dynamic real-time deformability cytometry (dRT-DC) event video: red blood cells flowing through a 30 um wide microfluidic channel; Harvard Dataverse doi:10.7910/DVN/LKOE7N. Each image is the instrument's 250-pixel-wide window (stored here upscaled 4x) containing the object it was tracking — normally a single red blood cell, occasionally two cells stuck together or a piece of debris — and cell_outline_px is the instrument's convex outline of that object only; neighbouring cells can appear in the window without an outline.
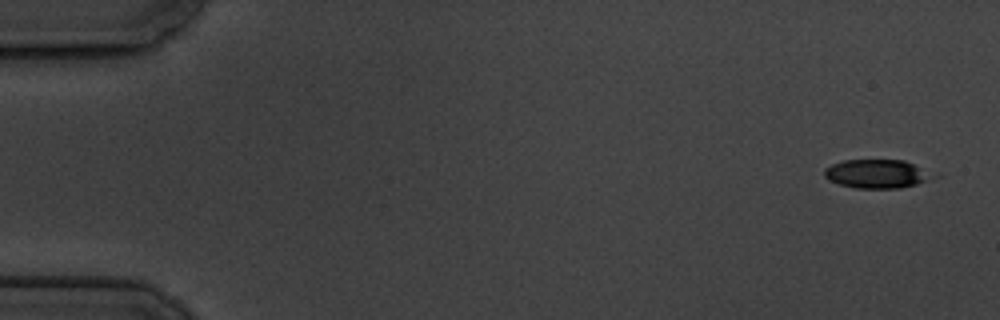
{"species": "common noctule bat (a hibernating species)", "species_latin": "Nyctalus noctula", "temperature_condition": "cold", "stored_images_in_passage": 5, "camera_frame_rate_fps": 3000, "um_per_image_px": 0.085, "animal": {"sex": "male", "body_mass_g": 19.5, "forearm_length_mm": 54.6}, "frame": {"image": 1, "passage_image": 1, "time_ms": 0.0, "image_size_px": [1000, 320], "cell_outline_px": [[928, 180], [916, 184], [900, 188], [856, 188], [840, 184], [828, 180], [824, 176], [824, 168], [832, 164], [844, 160], [904, 160], [912, 164]], "centroid_in_image_um": [74.3, 14.78], "position_along_channel_um": 10.7, "area_um2": 17.22}}
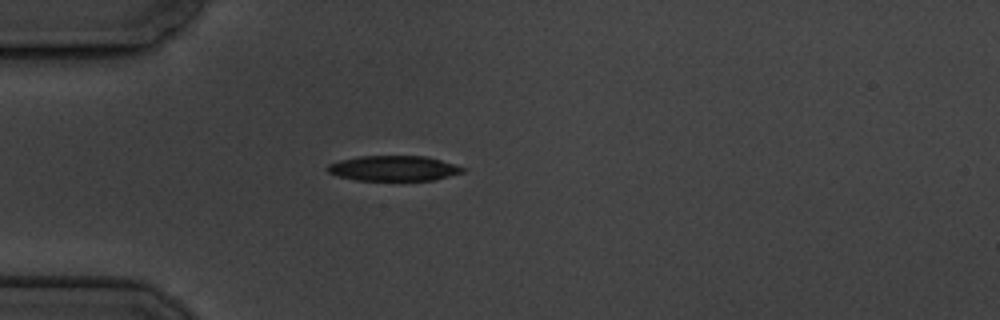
{"frame": {"image": 2, "passage_image": 5, "time_ms": 4.667, "image_size_px": [1000, 320], "cell_outline_px": [[468, 168], [464, 172], [432, 180], [356, 180], [336, 176], [328, 172], [324, 168], [328, 164], [340, 160], [360, 156], [424, 156], [456, 164]], "centroid_in_image_um": [33.44, 14.3], "position_along_channel_um": 51.6, "area_um2": 19.94}}